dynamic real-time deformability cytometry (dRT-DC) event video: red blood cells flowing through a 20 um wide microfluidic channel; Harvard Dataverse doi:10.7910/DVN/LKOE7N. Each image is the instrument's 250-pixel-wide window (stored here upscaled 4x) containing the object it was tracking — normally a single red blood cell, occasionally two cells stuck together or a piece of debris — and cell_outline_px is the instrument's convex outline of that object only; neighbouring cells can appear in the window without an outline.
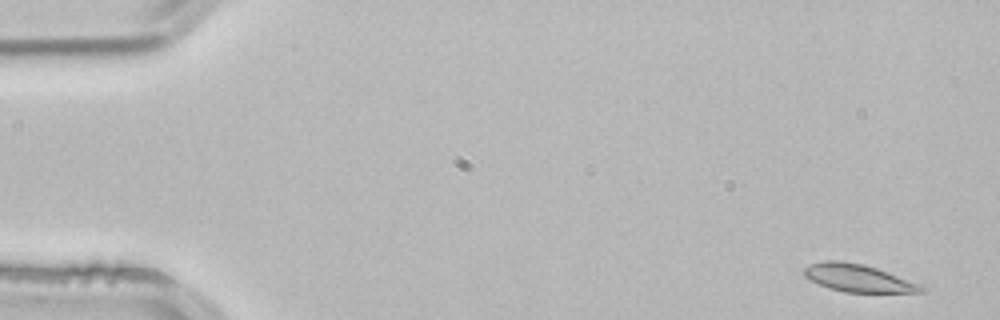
{"species": "common noctule bat (a hibernating species)", "species_latin": "Nyctalus noctula", "temperature_condition": "room temperature", "stored_images_in_passage": 3, "camera_frame_rate_fps": 3000, "um_per_image_px": 0.085, "animal": {"sex": "male", "body_mass_g": 21.5, "forearm_length_mm": 52.0}, "frame": {"image": 1, "passage_image": 1, "time_ms": 0.0, "image_size_px": [1000, 320], "cell_outline_px": [[928, 288], [924, 292], [844, 292], [828, 288], [808, 280], [804, 276], [804, 268], [812, 264], [824, 260], [836, 260], [864, 264], [924, 284]], "centroid_in_image_um": [72.99, 23.64], "position_along_channel_um": 12.0, "area_um2": 19.07}}
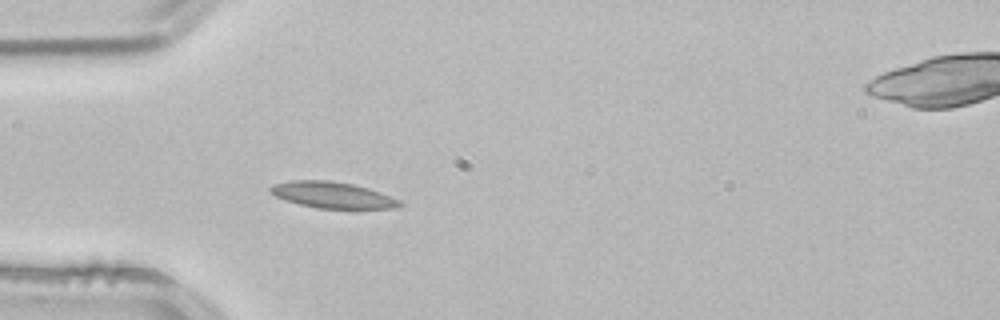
{"frame": {"image": 2, "passage_image": 3, "time_ms": 0.667, "image_size_px": [1000, 320], "cell_outline_px": [[404, 204], [396, 208], [316, 208], [284, 200], [268, 192], [268, 188], [272, 184], [292, 180], [332, 180], [352, 184], [368, 188], [400, 200]], "centroid_in_image_um": [28.21, 16.56], "position_along_channel_um": 56.8, "area_um2": 19.77}}